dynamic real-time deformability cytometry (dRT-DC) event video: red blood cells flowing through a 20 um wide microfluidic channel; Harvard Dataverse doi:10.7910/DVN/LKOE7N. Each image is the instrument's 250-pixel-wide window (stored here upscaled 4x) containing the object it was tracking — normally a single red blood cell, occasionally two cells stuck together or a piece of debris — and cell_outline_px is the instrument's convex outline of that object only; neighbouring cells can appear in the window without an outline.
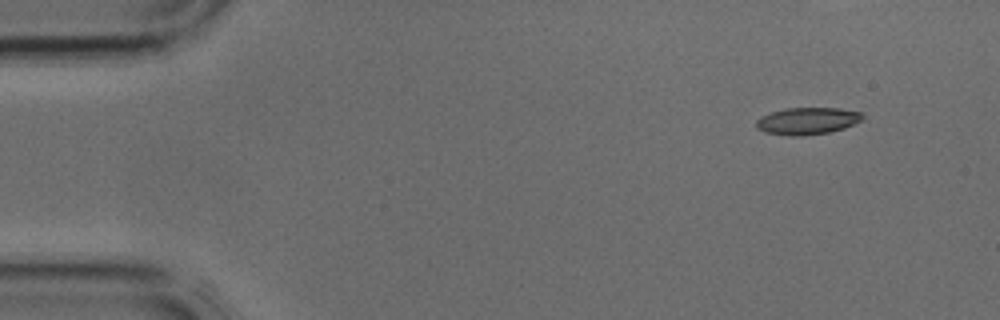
{"species": "common noctule bat (a hibernating species)", "species_latin": "Nyctalus noctula", "temperature_condition": "cold", "stored_images_in_passage": 2, "camera_frame_rate_fps": 3000, "um_per_image_px": 0.085, "animal": {"sex": "male", "body_mass_g": 17.9, "forearm_length_mm": 54.2}, "frame": {"image": 1, "passage_image": 2, "time_ms": 0.333, "image_size_px": [1000, 320], "cell_outline_px": [[864, 116], [860, 120], [844, 128], [828, 132], [804, 136], [788, 136], [764, 132], [756, 128], [756, 120], [760, 116], [784, 108], [840, 108], [864, 112]], "centroid_in_image_um": [68.6, 10.28], "position_along_channel_um": 16.4, "area_um2": 16.88}}